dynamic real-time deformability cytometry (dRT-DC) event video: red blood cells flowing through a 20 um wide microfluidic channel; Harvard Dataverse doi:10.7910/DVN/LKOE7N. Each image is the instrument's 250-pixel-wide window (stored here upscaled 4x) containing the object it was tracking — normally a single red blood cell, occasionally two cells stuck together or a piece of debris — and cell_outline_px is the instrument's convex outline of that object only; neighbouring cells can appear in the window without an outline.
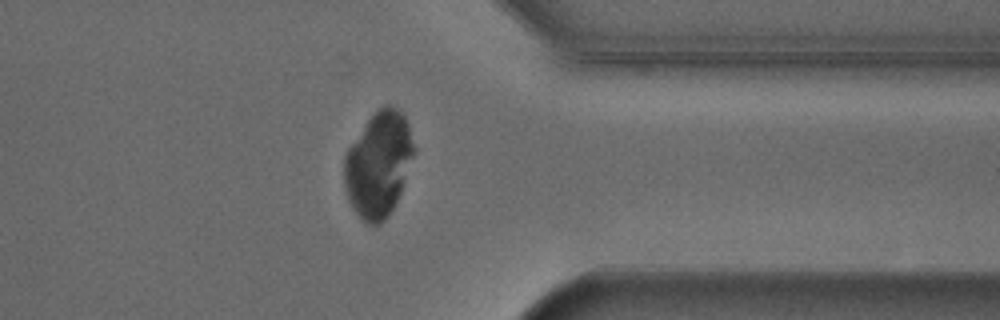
{"species": "Egyptian fruit bat (a non-hibernating species)", "species_latin": "Rousettus aegyptiacus", "temperature_condition": "cold", "stored_images_in_passage": 45, "camera_frame_rate_fps": 3000, "um_per_image_px": 0.085, "animal": {"sex": "male"}, "frame": {"image": 1, "passage_image": 41, "time_ms": 13.333, "image_size_px": [1000, 320], "cell_outline_px": [[416, 148], [400, 192], [388, 216], [380, 224], [364, 224], [352, 208], [348, 200], [344, 184], [344, 156], [348, 148], [368, 120], [384, 104], [388, 104], [396, 108], [404, 116], [408, 124]], "centroid_in_image_um": [32.16, 13.99], "position_along_channel_um": 379.2, "area_um2": 42.48}}